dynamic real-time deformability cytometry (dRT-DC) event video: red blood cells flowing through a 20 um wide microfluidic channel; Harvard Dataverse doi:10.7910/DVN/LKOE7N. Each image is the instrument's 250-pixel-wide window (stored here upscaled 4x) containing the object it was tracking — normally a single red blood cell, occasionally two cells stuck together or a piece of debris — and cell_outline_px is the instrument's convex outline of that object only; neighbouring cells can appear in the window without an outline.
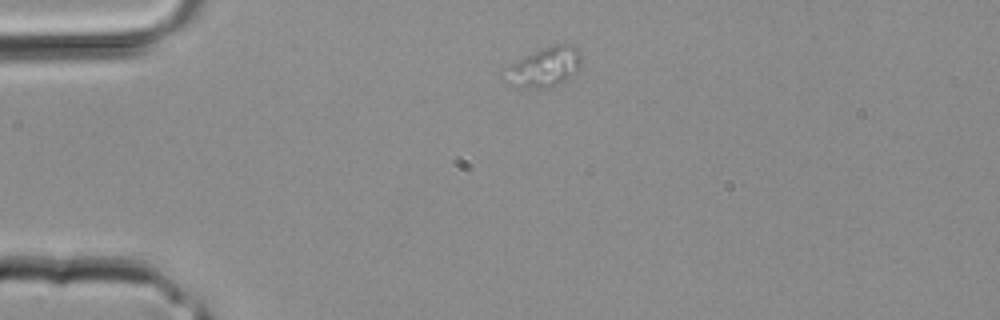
{"species": "common noctule bat (a hibernating species)", "species_latin": "Nyctalus noctula", "temperature_condition": "room temperature", "stored_images_in_passage": 2, "segment_of_instrument_passage": [1, 2], "camera_frame_rate_fps": 3000, "um_per_image_px": 0.085, "animal": {"sex": "male", "body_mass_g": 20.4}, "frame": {"image": 1, "passage_image": 1, "time_ms": 0.0, "image_size_px": [1000, 320], "cell_outline_px": [[580, 68], [564, 80], [548, 88], [520, 88], [508, 84], [500, 76], [504, 68], [524, 56], [532, 52], [552, 44], [572, 44], [580, 48]], "centroid_in_image_um": [46.2, 5.7], "position_along_channel_um": 38.8, "area_um2": 18.03}}